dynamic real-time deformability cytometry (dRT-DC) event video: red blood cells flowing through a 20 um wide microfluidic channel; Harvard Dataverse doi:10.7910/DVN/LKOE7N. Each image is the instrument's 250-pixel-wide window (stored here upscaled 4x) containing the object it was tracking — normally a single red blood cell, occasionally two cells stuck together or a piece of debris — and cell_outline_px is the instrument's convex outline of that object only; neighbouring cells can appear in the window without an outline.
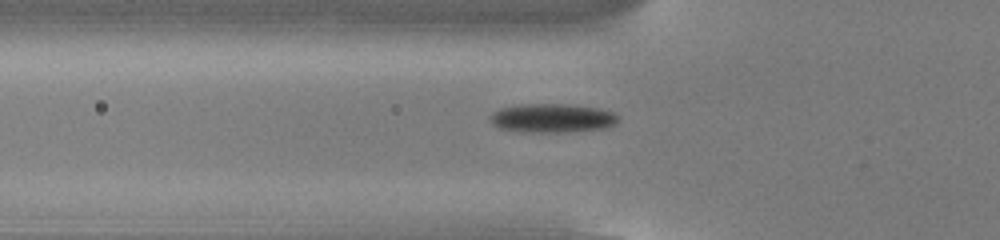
{"species": "common noctule bat (a hibernating species)", "species_latin": "Nyctalus noctula", "temperature_condition": "cold", "stored_images_in_passage": 54, "camera_frame_rate_fps": 3000, "um_per_image_px": 0.085, "animal": {"sex": "male", "body_mass_g": 13.0, "forearm_length_mm": 53.1}, "frame": {"image": 1, "passage_image": 19, "time_ms": 6.0, "image_size_px": [1000, 240], "cell_outline_px": [[616, 124], [604, 128], [568, 132], [524, 132], [500, 128], [492, 124], [488, 120], [488, 116], [492, 112], [500, 108], [520, 104], [568, 104], [600, 108], [612, 112], [616, 116]], "centroid_in_image_um": [46.87, 10.03], "position_along_channel_um": 78.9, "area_um2": 21.68}}
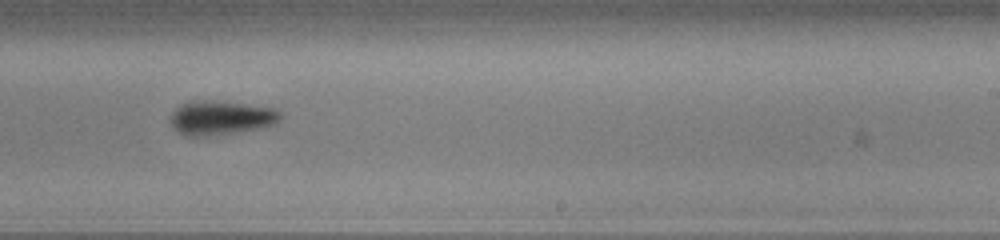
{"frame": {"image": 2, "passage_image": 34, "time_ms": 11.0, "image_size_px": [1000, 240], "cell_outline_px": [[280, 120], [276, 124], [264, 128], [236, 132], [196, 136], [188, 136], [180, 132], [168, 120], [172, 112], [180, 104], [188, 100], [204, 100], [244, 104], [272, 108], [280, 112]], "centroid_in_image_um": [18.76, 10.0], "position_along_channel_um": 270.2, "area_um2": 21.68}}
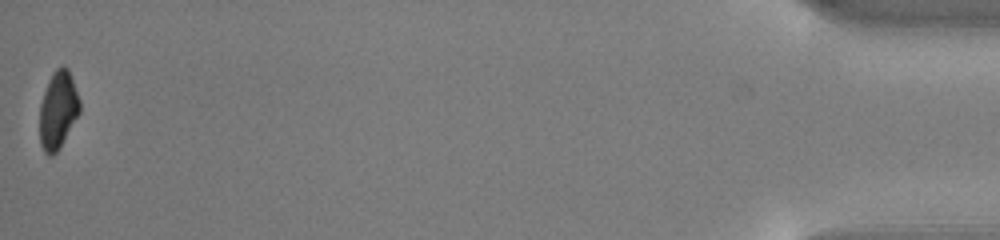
{"frame": {"image": 3, "passage_image": 54, "time_ms": 17.667, "image_size_px": [1000, 240], "cell_outline_px": [[80, 112], [56, 152], [52, 156], [48, 156], [44, 152], [40, 144], [40, 104], [48, 80], [52, 72], [60, 64], [64, 64], [68, 68], [80, 100]], "centroid_in_image_um": [4.92, 9.31], "position_along_channel_um": 430.3, "area_um2": 18.09}, "authors_computed_cell_mechanics": {"area_um2": 19.6231, "velocity_mm_per_s": 3.8298, "shape_relaxation_time_tau1_ms": 4.0313, "shape_relaxation_time_tau2_ms": null, "deformation_change_tau1": 0.1284, "deformation_change_tau2": null}}